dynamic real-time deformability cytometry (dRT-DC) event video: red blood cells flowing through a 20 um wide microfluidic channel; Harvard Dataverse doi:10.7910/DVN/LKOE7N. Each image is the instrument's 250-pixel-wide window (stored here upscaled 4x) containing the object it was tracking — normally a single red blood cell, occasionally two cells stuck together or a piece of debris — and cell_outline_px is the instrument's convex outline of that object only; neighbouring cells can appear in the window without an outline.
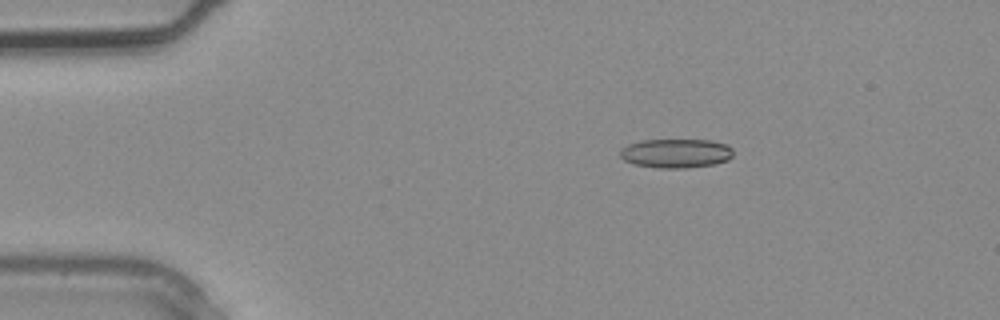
{"species": "common noctule bat (a hibernating species)", "species_latin": "Nyctalus noctula", "temperature_condition": "warm", "stored_images_in_passage": 3, "camera_frame_rate_fps": 3000, "um_per_image_px": 0.085, "animal": {"sex": "male", "body_mass_g": 20.4}, "frame": {"image": 1, "passage_image": 2, "time_ms": 0.333, "image_size_px": [1000, 320], "cell_outline_px": [[732, 156], [728, 160], [712, 164], [688, 168], [656, 168], [632, 164], [624, 160], [620, 156], [620, 148], [628, 144], [640, 140], [712, 140], [728, 144], [732, 148]], "centroid_in_image_um": [57.43, 13.03], "position_along_channel_um": 27.6, "area_um2": 19.42}}